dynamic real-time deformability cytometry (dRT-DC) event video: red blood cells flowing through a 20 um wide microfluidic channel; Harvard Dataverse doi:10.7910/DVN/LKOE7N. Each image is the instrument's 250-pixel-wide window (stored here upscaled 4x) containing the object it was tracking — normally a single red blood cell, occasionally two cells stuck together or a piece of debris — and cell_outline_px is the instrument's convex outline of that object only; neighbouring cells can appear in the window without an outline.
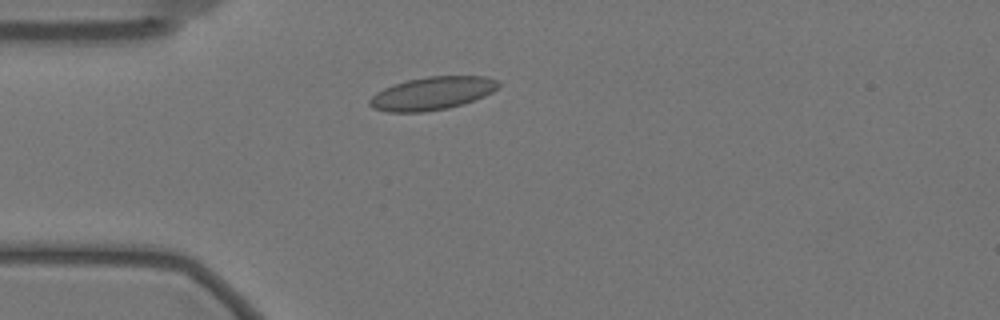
{"species": "Egyptian fruit bat (a non-hibernating species)", "species_latin": "Rousettus aegyptiacus", "temperature_condition": "warm", "stored_images_in_passage": 55, "camera_frame_rate_fps": 3000, "um_per_image_px": 0.085, "animal": {"sex": "female"}, "frame": {"image": 1, "passage_image": 12, "time_ms": 3.667, "image_size_px": [1000, 320], "cell_outline_px": [[500, 84], [492, 92], [484, 96], [448, 108], [424, 112], [388, 112], [372, 108], [368, 104], [368, 100], [376, 92], [384, 88], [408, 80], [428, 76], [484, 76], [500, 80]], "centroid_in_image_um": [36.72, 7.93], "position_along_channel_um": 48.3, "area_um2": 24.68}}
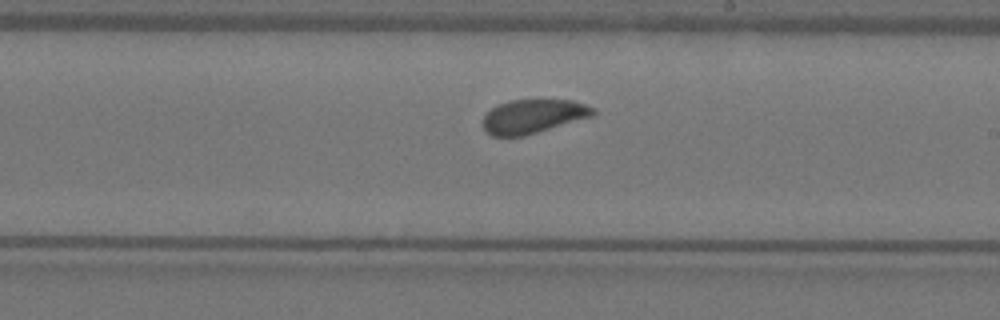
{"frame": {"image": 2, "passage_image": 30, "time_ms": 9.667, "image_size_px": [1000, 320], "cell_outline_px": [[596, 116], [524, 136], [492, 136], [484, 128], [484, 116], [492, 108], [500, 104], [512, 100], [572, 100], [596, 108]], "centroid_in_image_um": [45.4, 9.89], "position_along_channel_um": 243.6, "area_um2": 21.79}}
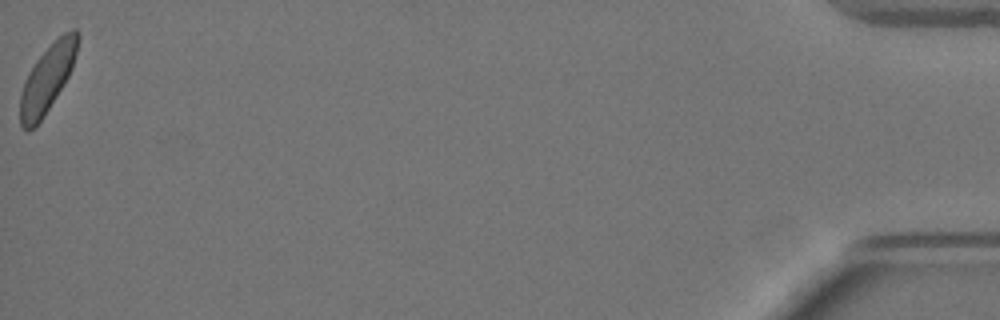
{"frame": {"image": 3, "passage_image": 55, "time_ms": 18.0, "image_size_px": [1000, 320], "cell_outline_px": [[80, 36], [72, 68], [68, 76], [56, 96], [40, 120], [28, 132], [24, 132], [20, 124], [20, 92], [24, 80], [28, 72], [36, 60], [64, 32], [72, 28], [76, 28]], "centroid_in_image_um": [4.0, 6.67], "position_along_channel_um": 431.2, "area_um2": 22.2}, "authors_computed_cell_mechanics": {"area_um2": 22.831, "velocity_mm_per_s": 3.4584, "shape_relaxation_time_tau1_ms": 3.0506, "shape_relaxation_time_tau2_ms": null, "deformation_change_tau1": 0.0634, "deformation_change_tau2": null}}